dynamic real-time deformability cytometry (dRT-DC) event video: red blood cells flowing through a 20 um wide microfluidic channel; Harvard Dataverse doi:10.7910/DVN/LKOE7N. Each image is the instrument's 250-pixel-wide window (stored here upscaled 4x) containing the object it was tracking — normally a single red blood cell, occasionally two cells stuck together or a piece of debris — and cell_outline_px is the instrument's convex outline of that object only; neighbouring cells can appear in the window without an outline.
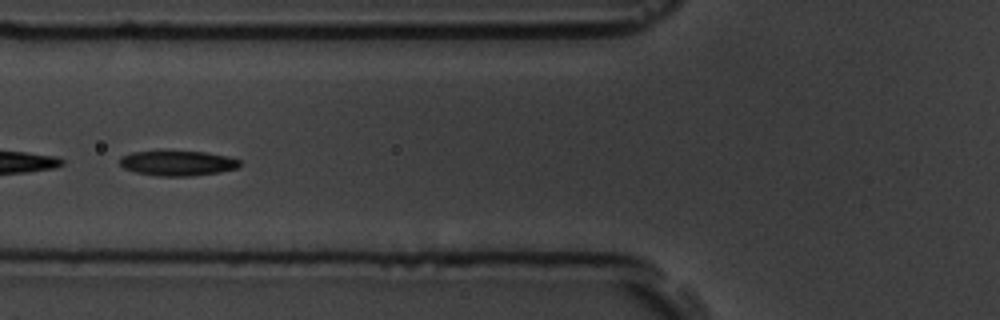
{"species": "common noctule bat (a hibernating species)", "species_latin": "Nyctalus noctula", "temperature_condition": "room temperature", "stored_images_in_passage": 4, "camera_frame_rate_fps": 3000, "um_per_image_px": 0.085, "animal": {"sex": "male", "body_mass_g": 19.5, "forearm_length_mm": 54.6}, "frame": {"image": 1, "passage_image": 2, "time_ms": 0.333, "image_size_px": [1000, 320], "cell_outline_px": [[240, 164], [236, 168], [220, 172], [192, 176], [160, 176], [136, 172], [124, 168], [120, 164], [120, 156], [132, 152], [164, 148], [208, 152], [228, 156], [240, 160]], "centroid_in_image_um": [15.06, 13.81], "position_along_channel_um": 110.7, "area_um2": 18.38}}
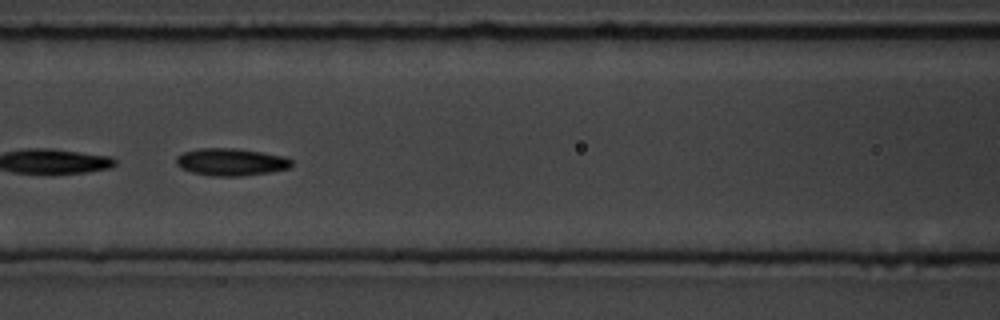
{"frame": {"image": 2, "passage_image": 3, "time_ms": 0.667, "image_size_px": [1000, 320], "cell_outline_px": [[292, 164], [288, 168], [272, 172], [240, 176], [212, 176], [192, 172], [180, 168], [176, 164], [176, 156], [184, 152], [200, 148], [236, 148], [288, 156], [292, 160]], "centroid_in_image_um": [19.65, 13.76], "position_along_channel_um": 146.9, "area_um2": 18.55}}
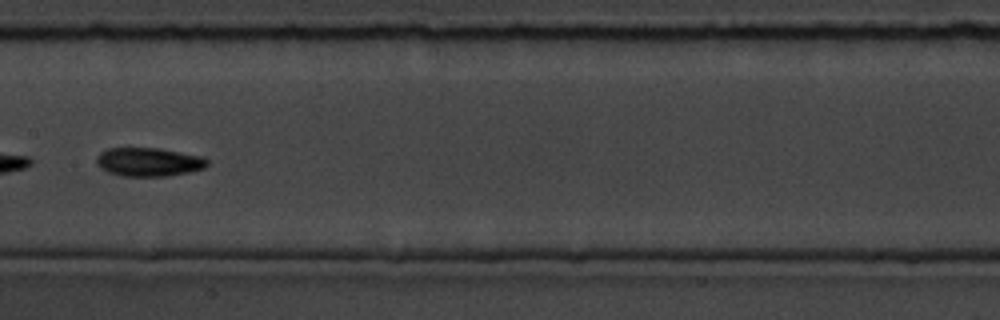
{"frame": {"image": 3, "passage_image": 4, "time_ms": 1.0, "image_size_px": [1000, 320], "cell_outline_px": [[208, 164], [204, 168], [188, 172], [168, 176], [120, 176], [108, 172], [100, 168], [96, 164], [96, 156], [100, 152], [108, 148], [160, 148], [204, 156], [208, 160]], "centroid_in_image_um": [12.63, 13.76], "position_along_channel_um": 194.8, "area_um2": 18.73}}